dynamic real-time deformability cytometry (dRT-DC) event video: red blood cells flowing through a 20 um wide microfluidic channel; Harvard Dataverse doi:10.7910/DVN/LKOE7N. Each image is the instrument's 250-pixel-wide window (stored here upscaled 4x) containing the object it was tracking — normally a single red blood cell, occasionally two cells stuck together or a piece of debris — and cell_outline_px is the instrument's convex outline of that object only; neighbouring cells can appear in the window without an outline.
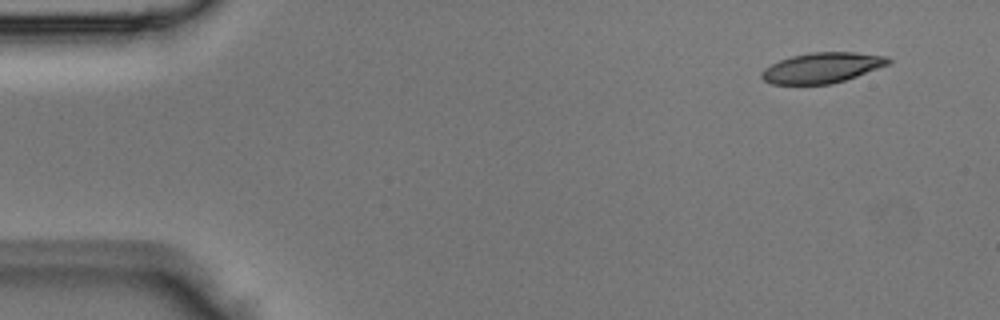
{"species": "Egyptian fruit bat (a non-hibernating species)", "species_latin": "Rousettus aegyptiacus", "temperature_condition": "room temperature", "stored_images_in_passage": 4, "camera_frame_rate_fps": 3000, "um_per_image_px": 0.085, "animal": {"sex": "male"}, "frame": {"image": 1, "passage_image": 1, "time_ms": 0.0, "image_size_px": [1000, 320], "cell_outline_px": [[892, 60], [888, 64], [856, 76], [832, 84], [772, 84], [764, 80], [760, 76], [760, 72], [764, 68], [780, 60], [792, 56], [812, 52], [856, 52], [888, 56]], "centroid_in_image_um": [69.86, 5.75], "position_along_channel_um": 15.1, "area_um2": 22.31}}
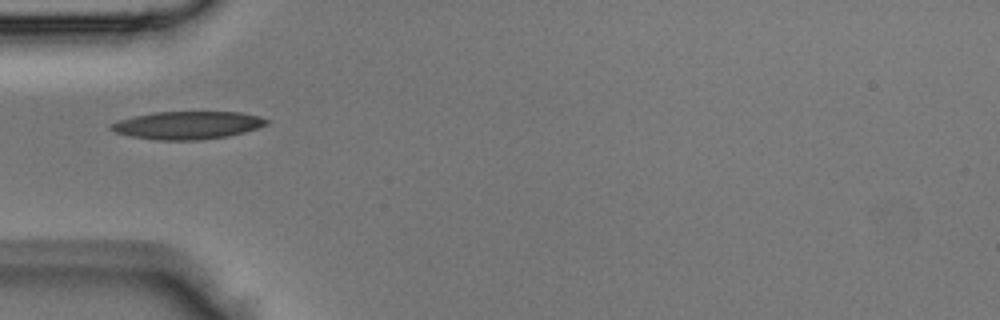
{"frame": {"image": 2, "passage_image": 4, "time_ms": 1.0, "image_size_px": [1000, 320], "cell_outline_px": [[272, 120], [268, 124], [244, 132], [228, 136], [200, 140], [156, 140], [132, 136], [116, 132], [108, 128], [108, 124], [132, 116], [156, 112], [240, 112], [260, 116]], "centroid_in_image_um": [15.96, 10.64], "position_along_channel_um": 69.0, "area_um2": 25.32}}